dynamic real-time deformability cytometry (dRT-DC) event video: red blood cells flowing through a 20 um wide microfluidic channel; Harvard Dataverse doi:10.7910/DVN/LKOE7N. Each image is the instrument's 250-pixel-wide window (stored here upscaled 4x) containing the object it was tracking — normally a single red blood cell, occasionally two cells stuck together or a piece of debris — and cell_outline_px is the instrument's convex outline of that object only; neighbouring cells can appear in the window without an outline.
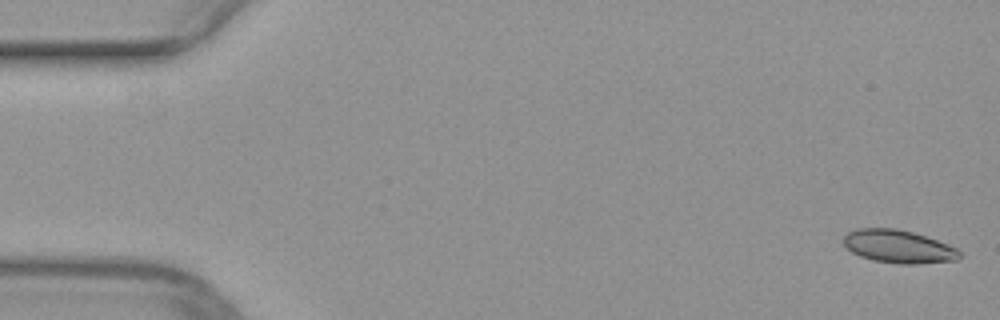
{"species": "common noctule bat (a hibernating species)", "species_latin": "Nyctalus noctula", "temperature_condition": "warm", "stored_images_in_passage": 10, "camera_frame_rate_fps": 3000, "um_per_image_px": 0.085, "animal": {"sex": "female", "body_mass_g": 29.2, "forearm_length_mm": 56.3}, "frame": {"image": 1, "passage_image": 1, "time_ms": 0.0, "image_size_px": [1000, 320], "cell_outline_px": [[960, 260], [916, 264], [900, 264], [872, 260], [860, 256], [852, 252], [844, 244], [844, 236], [848, 232], [856, 228], [896, 228], [912, 232], [948, 244], [956, 248], [960, 252]], "centroid_in_image_um": [76.37, 20.96], "position_along_channel_um": 8.6, "area_um2": 22.31}}